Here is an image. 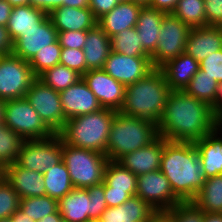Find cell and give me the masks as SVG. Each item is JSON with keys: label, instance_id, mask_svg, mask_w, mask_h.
Here are the masks:
<instances>
[{"label": "cell", "instance_id": "cell-1", "mask_svg": "<svg viewBox=\"0 0 222 222\" xmlns=\"http://www.w3.org/2000/svg\"><path fill=\"white\" fill-rule=\"evenodd\" d=\"M158 126L159 136L172 142H195L213 132L219 124L209 104L185 91H171Z\"/></svg>", "mask_w": 222, "mask_h": 222}, {"label": "cell", "instance_id": "cell-2", "mask_svg": "<svg viewBox=\"0 0 222 222\" xmlns=\"http://www.w3.org/2000/svg\"><path fill=\"white\" fill-rule=\"evenodd\" d=\"M160 171L182 202L192 201L205 182L203 162L194 142H172L164 138Z\"/></svg>", "mask_w": 222, "mask_h": 222}, {"label": "cell", "instance_id": "cell-3", "mask_svg": "<svg viewBox=\"0 0 222 222\" xmlns=\"http://www.w3.org/2000/svg\"><path fill=\"white\" fill-rule=\"evenodd\" d=\"M170 92L164 73L160 68H154L141 80L126 87L119 112L158 125Z\"/></svg>", "mask_w": 222, "mask_h": 222}, {"label": "cell", "instance_id": "cell-4", "mask_svg": "<svg viewBox=\"0 0 222 222\" xmlns=\"http://www.w3.org/2000/svg\"><path fill=\"white\" fill-rule=\"evenodd\" d=\"M116 112L102 108L94 113L73 117L66 121L58 134L65 144L106 155L108 135Z\"/></svg>", "mask_w": 222, "mask_h": 222}, {"label": "cell", "instance_id": "cell-5", "mask_svg": "<svg viewBox=\"0 0 222 222\" xmlns=\"http://www.w3.org/2000/svg\"><path fill=\"white\" fill-rule=\"evenodd\" d=\"M158 136L155 123L116 112L108 135L106 156L108 160L118 161L125 154L149 145Z\"/></svg>", "mask_w": 222, "mask_h": 222}, {"label": "cell", "instance_id": "cell-6", "mask_svg": "<svg viewBox=\"0 0 222 222\" xmlns=\"http://www.w3.org/2000/svg\"><path fill=\"white\" fill-rule=\"evenodd\" d=\"M62 160L74 188L87 189L103 182L104 169L108 162L105 154L73 147L63 142Z\"/></svg>", "mask_w": 222, "mask_h": 222}, {"label": "cell", "instance_id": "cell-7", "mask_svg": "<svg viewBox=\"0 0 222 222\" xmlns=\"http://www.w3.org/2000/svg\"><path fill=\"white\" fill-rule=\"evenodd\" d=\"M3 122L24 140L44 139L54 134L25 97L5 101Z\"/></svg>", "mask_w": 222, "mask_h": 222}, {"label": "cell", "instance_id": "cell-8", "mask_svg": "<svg viewBox=\"0 0 222 222\" xmlns=\"http://www.w3.org/2000/svg\"><path fill=\"white\" fill-rule=\"evenodd\" d=\"M63 141L59 134L44 139L25 140L16 163L28 170L44 174L62 161Z\"/></svg>", "mask_w": 222, "mask_h": 222}, {"label": "cell", "instance_id": "cell-9", "mask_svg": "<svg viewBox=\"0 0 222 222\" xmlns=\"http://www.w3.org/2000/svg\"><path fill=\"white\" fill-rule=\"evenodd\" d=\"M191 27L175 17L172 13L165 14L161 23L158 44L150 56L154 68H160L168 60L178 57L186 49Z\"/></svg>", "mask_w": 222, "mask_h": 222}, {"label": "cell", "instance_id": "cell-10", "mask_svg": "<svg viewBox=\"0 0 222 222\" xmlns=\"http://www.w3.org/2000/svg\"><path fill=\"white\" fill-rule=\"evenodd\" d=\"M36 78L28 61L14 54L0 56V99L24 98Z\"/></svg>", "mask_w": 222, "mask_h": 222}, {"label": "cell", "instance_id": "cell-11", "mask_svg": "<svg viewBox=\"0 0 222 222\" xmlns=\"http://www.w3.org/2000/svg\"><path fill=\"white\" fill-rule=\"evenodd\" d=\"M25 98L45 125L54 134H58L67 121L62 109L59 92L36 78L27 91Z\"/></svg>", "mask_w": 222, "mask_h": 222}, {"label": "cell", "instance_id": "cell-12", "mask_svg": "<svg viewBox=\"0 0 222 222\" xmlns=\"http://www.w3.org/2000/svg\"><path fill=\"white\" fill-rule=\"evenodd\" d=\"M136 196L156 211L170 210L182 202L174 194L169 180L160 169L137 176Z\"/></svg>", "mask_w": 222, "mask_h": 222}, {"label": "cell", "instance_id": "cell-13", "mask_svg": "<svg viewBox=\"0 0 222 222\" xmlns=\"http://www.w3.org/2000/svg\"><path fill=\"white\" fill-rule=\"evenodd\" d=\"M100 106L119 112L125 97L126 87L103 69L88 70L82 75Z\"/></svg>", "mask_w": 222, "mask_h": 222}, {"label": "cell", "instance_id": "cell-14", "mask_svg": "<svg viewBox=\"0 0 222 222\" xmlns=\"http://www.w3.org/2000/svg\"><path fill=\"white\" fill-rule=\"evenodd\" d=\"M153 69L150 57H129L112 51L103 68L106 73L125 87L141 80Z\"/></svg>", "mask_w": 222, "mask_h": 222}, {"label": "cell", "instance_id": "cell-15", "mask_svg": "<svg viewBox=\"0 0 222 222\" xmlns=\"http://www.w3.org/2000/svg\"><path fill=\"white\" fill-rule=\"evenodd\" d=\"M57 40L58 31L48 16L39 27L24 32V36L13 41L12 54L29 62L40 50L49 47Z\"/></svg>", "mask_w": 222, "mask_h": 222}, {"label": "cell", "instance_id": "cell-16", "mask_svg": "<svg viewBox=\"0 0 222 222\" xmlns=\"http://www.w3.org/2000/svg\"><path fill=\"white\" fill-rule=\"evenodd\" d=\"M59 95L66 120L102 109L96 96L83 78L61 91Z\"/></svg>", "mask_w": 222, "mask_h": 222}, {"label": "cell", "instance_id": "cell-17", "mask_svg": "<svg viewBox=\"0 0 222 222\" xmlns=\"http://www.w3.org/2000/svg\"><path fill=\"white\" fill-rule=\"evenodd\" d=\"M163 149L164 138L158 136L149 145L125 154L118 162L136 176H140L160 169Z\"/></svg>", "mask_w": 222, "mask_h": 222}, {"label": "cell", "instance_id": "cell-18", "mask_svg": "<svg viewBox=\"0 0 222 222\" xmlns=\"http://www.w3.org/2000/svg\"><path fill=\"white\" fill-rule=\"evenodd\" d=\"M3 177L20 199L46 195L43 174L25 169L16 162L3 169Z\"/></svg>", "mask_w": 222, "mask_h": 222}, {"label": "cell", "instance_id": "cell-19", "mask_svg": "<svg viewBox=\"0 0 222 222\" xmlns=\"http://www.w3.org/2000/svg\"><path fill=\"white\" fill-rule=\"evenodd\" d=\"M222 49V32L218 26L191 28L186 42L185 53L200 62L208 55Z\"/></svg>", "mask_w": 222, "mask_h": 222}, {"label": "cell", "instance_id": "cell-20", "mask_svg": "<svg viewBox=\"0 0 222 222\" xmlns=\"http://www.w3.org/2000/svg\"><path fill=\"white\" fill-rule=\"evenodd\" d=\"M142 6L143 4L133 1L119 2L98 19L97 25L111 38L123 30L135 27Z\"/></svg>", "mask_w": 222, "mask_h": 222}, {"label": "cell", "instance_id": "cell-21", "mask_svg": "<svg viewBox=\"0 0 222 222\" xmlns=\"http://www.w3.org/2000/svg\"><path fill=\"white\" fill-rule=\"evenodd\" d=\"M48 16L58 32L88 31L94 28L98 21L89 7L61 6L52 10Z\"/></svg>", "mask_w": 222, "mask_h": 222}, {"label": "cell", "instance_id": "cell-22", "mask_svg": "<svg viewBox=\"0 0 222 222\" xmlns=\"http://www.w3.org/2000/svg\"><path fill=\"white\" fill-rule=\"evenodd\" d=\"M222 126L194 142L203 162L205 179L222 174ZM219 134V135H218Z\"/></svg>", "mask_w": 222, "mask_h": 222}, {"label": "cell", "instance_id": "cell-23", "mask_svg": "<svg viewBox=\"0 0 222 222\" xmlns=\"http://www.w3.org/2000/svg\"><path fill=\"white\" fill-rule=\"evenodd\" d=\"M171 91H184L199 70V62L183 52L160 67Z\"/></svg>", "mask_w": 222, "mask_h": 222}, {"label": "cell", "instance_id": "cell-24", "mask_svg": "<svg viewBox=\"0 0 222 222\" xmlns=\"http://www.w3.org/2000/svg\"><path fill=\"white\" fill-rule=\"evenodd\" d=\"M58 211L64 222H86L93 219V205L89 199L88 190L73 188L58 200Z\"/></svg>", "mask_w": 222, "mask_h": 222}, {"label": "cell", "instance_id": "cell-25", "mask_svg": "<svg viewBox=\"0 0 222 222\" xmlns=\"http://www.w3.org/2000/svg\"><path fill=\"white\" fill-rule=\"evenodd\" d=\"M166 13L143 5L135 29L144 51L151 56L157 47L161 23Z\"/></svg>", "mask_w": 222, "mask_h": 222}, {"label": "cell", "instance_id": "cell-26", "mask_svg": "<svg viewBox=\"0 0 222 222\" xmlns=\"http://www.w3.org/2000/svg\"><path fill=\"white\" fill-rule=\"evenodd\" d=\"M83 52L86 61V72L104 68L107 57L111 52V42L110 38L98 25L88 30Z\"/></svg>", "mask_w": 222, "mask_h": 222}, {"label": "cell", "instance_id": "cell-27", "mask_svg": "<svg viewBox=\"0 0 222 222\" xmlns=\"http://www.w3.org/2000/svg\"><path fill=\"white\" fill-rule=\"evenodd\" d=\"M47 17V13L30 4L15 6L12 9L6 27L11 39L14 41L17 38L24 36V32L39 27Z\"/></svg>", "mask_w": 222, "mask_h": 222}, {"label": "cell", "instance_id": "cell-28", "mask_svg": "<svg viewBox=\"0 0 222 222\" xmlns=\"http://www.w3.org/2000/svg\"><path fill=\"white\" fill-rule=\"evenodd\" d=\"M103 182L111 187V191L127 192L131 197L136 196L137 176L118 161L108 160Z\"/></svg>", "mask_w": 222, "mask_h": 222}, {"label": "cell", "instance_id": "cell-29", "mask_svg": "<svg viewBox=\"0 0 222 222\" xmlns=\"http://www.w3.org/2000/svg\"><path fill=\"white\" fill-rule=\"evenodd\" d=\"M192 202L204 213H222V174L205 179Z\"/></svg>", "mask_w": 222, "mask_h": 222}, {"label": "cell", "instance_id": "cell-30", "mask_svg": "<svg viewBox=\"0 0 222 222\" xmlns=\"http://www.w3.org/2000/svg\"><path fill=\"white\" fill-rule=\"evenodd\" d=\"M46 195L60 200L74 188L67 167L62 160L43 174Z\"/></svg>", "mask_w": 222, "mask_h": 222}, {"label": "cell", "instance_id": "cell-31", "mask_svg": "<svg viewBox=\"0 0 222 222\" xmlns=\"http://www.w3.org/2000/svg\"><path fill=\"white\" fill-rule=\"evenodd\" d=\"M24 141L4 122L0 123V167L2 169L16 162Z\"/></svg>", "mask_w": 222, "mask_h": 222}, {"label": "cell", "instance_id": "cell-32", "mask_svg": "<svg viewBox=\"0 0 222 222\" xmlns=\"http://www.w3.org/2000/svg\"><path fill=\"white\" fill-rule=\"evenodd\" d=\"M45 85L50 86L57 92L64 91L71 85L75 84L82 76L75 70L67 66L58 64L49 68L37 77Z\"/></svg>", "mask_w": 222, "mask_h": 222}, {"label": "cell", "instance_id": "cell-33", "mask_svg": "<svg viewBox=\"0 0 222 222\" xmlns=\"http://www.w3.org/2000/svg\"><path fill=\"white\" fill-rule=\"evenodd\" d=\"M111 51L133 57H150L143 49L137 30L129 28L110 38Z\"/></svg>", "mask_w": 222, "mask_h": 222}, {"label": "cell", "instance_id": "cell-34", "mask_svg": "<svg viewBox=\"0 0 222 222\" xmlns=\"http://www.w3.org/2000/svg\"><path fill=\"white\" fill-rule=\"evenodd\" d=\"M172 14L191 28L206 26L204 0H178Z\"/></svg>", "mask_w": 222, "mask_h": 222}, {"label": "cell", "instance_id": "cell-35", "mask_svg": "<svg viewBox=\"0 0 222 222\" xmlns=\"http://www.w3.org/2000/svg\"><path fill=\"white\" fill-rule=\"evenodd\" d=\"M19 209L35 222L58 211V200L47 195L23 198Z\"/></svg>", "mask_w": 222, "mask_h": 222}, {"label": "cell", "instance_id": "cell-36", "mask_svg": "<svg viewBox=\"0 0 222 222\" xmlns=\"http://www.w3.org/2000/svg\"><path fill=\"white\" fill-rule=\"evenodd\" d=\"M217 86L218 82L216 80L199 69L184 91L196 99L211 105L214 101Z\"/></svg>", "mask_w": 222, "mask_h": 222}, {"label": "cell", "instance_id": "cell-37", "mask_svg": "<svg viewBox=\"0 0 222 222\" xmlns=\"http://www.w3.org/2000/svg\"><path fill=\"white\" fill-rule=\"evenodd\" d=\"M62 47L58 40L49 45V47L40 50L30 61L29 65L36 77L42 74L49 68H53L55 65L60 64Z\"/></svg>", "mask_w": 222, "mask_h": 222}, {"label": "cell", "instance_id": "cell-38", "mask_svg": "<svg viewBox=\"0 0 222 222\" xmlns=\"http://www.w3.org/2000/svg\"><path fill=\"white\" fill-rule=\"evenodd\" d=\"M155 211L140 197H130L122 204L123 222H147Z\"/></svg>", "mask_w": 222, "mask_h": 222}, {"label": "cell", "instance_id": "cell-39", "mask_svg": "<svg viewBox=\"0 0 222 222\" xmlns=\"http://www.w3.org/2000/svg\"><path fill=\"white\" fill-rule=\"evenodd\" d=\"M20 200L17 192L2 177L0 179V220L10 218L19 209Z\"/></svg>", "mask_w": 222, "mask_h": 222}, {"label": "cell", "instance_id": "cell-40", "mask_svg": "<svg viewBox=\"0 0 222 222\" xmlns=\"http://www.w3.org/2000/svg\"><path fill=\"white\" fill-rule=\"evenodd\" d=\"M174 222H203L204 212L192 201L181 202L169 210Z\"/></svg>", "mask_w": 222, "mask_h": 222}, {"label": "cell", "instance_id": "cell-41", "mask_svg": "<svg viewBox=\"0 0 222 222\" xmlns=\"http://www.w3.org/2000/svg\"><path fill=\"white\" fill-rule=\"evenodd\" d=\"M60 64L75 70L81 76L86 73V61L81 49L62 48Z\"/></svg>", "mask_w": 222, "mask_h": 222}, {"label": "cell", "instance_id": "cell-42", "mask_svg": "<svg viewBox=\"0 0 222 222\" xmlns=\"http://www.w3.org/2000/svg\"><path fill=\"white\" fill-rule=\"evenodd\" d=\"M199 69L205 72L206 75L216 80L218 83L222 82V49L208 55L205 59L199 62Z\"/></svg>", "mask_w": 222, "mask_h": 222}, {"label": "cell", "instance_id": "cell-43", "mask_svg": "<svg viewBox=\"0 0 222 222\" xmlns=\"http://www.w3.org/2000/svg\"><path fill=\"white\" fill-rule=\"evenodd\" d=\"M88 31L58 32V42L62 48L83 50Z\"/></svg>", "mask_w": 222, "mask_h": 222}, {"label": "cell", "instance_id": "cell-44", "mask_svg": "<svg viewBox=\"0 0 222 222\" xmlns=\"http://www.w3.org/2000/svg\"><path fill=\"white\" fill-rule=\"evenodd\" d=\"M89 199L93 205V218H100L101 214L107 208L104 195V182L87 188Z\"/></svg>", "mask_w": 222, "mask_h": 222}, {"label": "cell", "instance_id": "cell-45", "mask_svg": "<svg viewBox=\"0 0 222 222\" xmlns=\"http://www.w3.org/2000/svg\"><path fill=\"white\" fill-rule=\"evenodd\" d=\"M206 26H219L222 23V0H204Z\"/></svg>", "mask_w": 222, "mask_h": 222}, {"label": "cell", "instance_id": "cell-46", "mask_svg": "<svg viewBox=\"0 0 222 222\" xmlns=\"http://www.w3.org/2000/svg\"><path fill=\"white\" fill-rule=\"evenodd\" d=\"M118 3V0H90L89 8L98 20L104 14L110 12Z\"/></svg>", "mask_w": 222, "mask_h": 222}, {"label": "cell", "instance_id": "cell-47", "mask_svg": "<svg viewBox=\"0 0 222 222\" xmlns=\"http://www.w3.org/2000/svg\"><path fill=\"white\" fill-rule=\"evenodd\" d=\"M104 195L107 207H117L131 197L127 192L111 191V187L107 186L105 183Z\"/></svg>", "mask_w": 222, "mask_h": 222}, {"label": "cell", "instance_id": "cell-48", "mask_svg": "<svg viewBox=\"0 0 222 222\" xmlns=\"http://www.w3.org/2000/svg\"><path fill=\"white\" fill-rule=\"evenodd\" d=\"M214 120L222 126V82L218 83L213 103L210 105Z\"/></svg>", "mask_w": 222, "mask_h": 222}, {"label": "cell", "instance_id": "cell-49", "mask_svg": "<svg viewBox=\"0 0 222 222\" xmlns=\"http://www.w3.org/2000/svg\"><path fill=\"white\" fill-rule=\"evenodd\" d=\"M13 40L10 37L7 27L0 26V56L12 54Z\"/></svg>", "mask_w": 222, "mask_h": 222}, {"label": "cell", "instance_id": "cell-50", "mask_svg": "<svg viewBox=\"0 0 222 222\" xmlns=\"http://www.w3.org/2000/svg\"><path fill=\"white\" fill-rule=\"evenodd\" d=\"M99 219L102 222H123L122 204L117 207H107Z\"/></svg>", "mask_w": 222, "mask_h": 222}, {"label": "cell", "instance_id": "cell-51", "mask_svg": "<svg viewBox=\"0 0 222 222\" xmlns=\"http://www.w3.org/2000/svg\"><path fill=\"white\" fill-rule=\"evenodd\" d=\"M29 2L33 7L43 10L47 14L63 4V0H29Z\"/></svg>", "mask_w": 222, "mask_h": 222}, {"label": "cell", "instance_id": "cell-52", "mask_svg": "<svg viewBox=\"0 0 222 222\" xmlns=\"http://www.w3.org/2000/svg\"><path fill=\"white\" fill-rule=\"evenodd\" d=\"M177 2L178 0H150L148 6L168 14L175 10Z\"/></svg>", "mask_w": 222, "mask_h": 222}, {"label": "cell", "instance_id": "cell-53", "mask_svg": "<svg viewBox=\"0 0 222 222\" xmlns=\"http://www.w3.org/2000/svg\"><path fill=\"white\" fill-rule=\"evenodd\" d=\"M147 222H174L173 214L169 210L155 211Z\"/></svg>", "mask_w": 222, "mask_h": 222}, {"label": "cell", "instance_id": "cell-54", "mask_svg": "<svg viewBox=\"0 0 222 222\" xmlns=\"http://www.w3.org/2000/svg\"><path fill=\"white\" fill-rule=\"evenodd\" d=\"M13 6H11L6 0H0V26H5L8 23Z\"/></svg>", "mask_w": 222, "mask_h": 222}, {"label": "cell", "instance_id": "cell-55", "mask_svg": "<svg viewBox=\"0 0 222 222\" xmlns=\"http://www.w3.org/2000/svg\"><path fill=\"white\" fill-rule=\"evenodd\" d=\"M90 0H63L62 6L84 8L89 7Z\"/></svg>", "mask_w": 222, "mask_h": 222}, {"label": "cell", "instance_id": "cell-56", "mask_svg": "<svg viewBox=\"0 0 222 222\" xmlns=\"http://www.w3.org/2000/svg\"><path fill=\"white\" fill-rule=\"evenodd\" d=\"M12 221L18 222H35L33 219L27 216L24 212L18 209L12 216Z\"/></svg>", "mask_w": 222, "mask_h": 222}, {"label": "cell", "instance_id": "cell-57", "mask_svg": "<svg viewBox=\"0 0 222 222\" xmlns=\"http://www.w3.org/2000/svg\"><path fill=\"white\" fill-rule=\"evenodd\" d=\"M37 222H64V220L60 215L59 211H57L56 213H52L50 215L45 216Z\"/></svg>", "mask_w": 222, "mask_h": 222}, {"label": "cell", "instance_id": "cell-58", "mask_svg": "<svg viewBox=\"0 0 222 222\" xmlns=\"http://www.w3.org/2000/svg\"><path fill=\"white\" fill-rule=\"evenodd\" d=\"M203 222H222V213H204Z\"/></svg>", "mask_w": 222, "mask_h": 222}, {"label": "cell", "instance_id": "cell-59", "mask_svg": "<svg viewBox=\"0 0 222 222\" xmlns=\"http://www.w3.org/2000/svg\"><path fill=\"white\" fill-rule=\"evenodd\" d=\"M11 6H24L29 5V0H6Z\"/></svg>", "mask_w": 222, "mask_h": 222}, {"label": "cell", "instance_id": "cell-60", "mask_svg": "<svg viewBox=\"0 0 222 222\" xmlns=\"http://www.w3.org/2000/svg\"><path fill=\"white\" fill-rule=\"evenodd\" d=\"M5 101L0 99V123L3 122Z\"/></svg>", "mask_w": 222, "mask_h": 222}, {"label": "cell", "instance_id": "cell-61", "mask_svg": "<svg viewBox=\"0 0 222 222\" xmlns=\"http://www.w3.org/2000/svg\"><path fill=\"white\" fill-rule=\"evenodd\" d=\"M130 1H133V2H138V3H141L143 5H148L150 0H130Z\"/></svg>", "mask_w": 222, "mask_h": 222}, {"label": "cell", "instance_id": "cell-62", "mask_svg": "<svg viewBox=\"0 0 222 222\" xmlns=\"http://www.w3.org/2000/svg\"><path fill=\"white\" fill-rule=\"evenodd\" d=\"M0 222H18V221H12V217L1 219Z\"/></svg>", "mask_w": 222, "mask_h": 222}, {"label": "cell", "instance_id": "cell-63", "mask_svg": "<svg viewBox=\"0 0 222 222\" xmlns=\"http://www.w3.org/2000/svg\"><path fill=\"white\" fill-rule=\"evenodd\" d=\"M86 222H102L99 218L89 219Z\"/></svg>", "mask_w": 222, "mask_h": 222}, {"label": "cell", "instance_id": "cell-64", "mask_svg": "<svg viewBox=\"0 0 222 222\" xmlns=\"http://www.w3.org/2000/svg\"><path fill=\"white\" fill-rule=\"evenodd\" d=\"M3 177V169L0 167V179Z\"/></svg>", "mask_w": 222, "mask_h": 222}, {"label": "cell", "instance_id": "cell-65", "mask_svg": "<svg viewBox=\"0 0 222 222\" xmlns=\"http://www.w3.org/2000/svg\"><path fill=\"white\" fill-rule=\"evenodd\" d=\"M130 0H118V2H129Z\"/></svg>", "mask_w": 222, "mask_h": 222}, {"label": "cell", "instance_id": "cell-66", "mask_svg": "<svg viewBox=\"0 0 222 222\" xmlns=\"http://www.w3.org/2000/svg\"><path fill=\"white\" fill-rule=\"evenodd\" d=\"M218 27L220 28V30L222 32V23Z\"/></svg>", "mask_w": 222, "mask_h": 222}]
</instances>
